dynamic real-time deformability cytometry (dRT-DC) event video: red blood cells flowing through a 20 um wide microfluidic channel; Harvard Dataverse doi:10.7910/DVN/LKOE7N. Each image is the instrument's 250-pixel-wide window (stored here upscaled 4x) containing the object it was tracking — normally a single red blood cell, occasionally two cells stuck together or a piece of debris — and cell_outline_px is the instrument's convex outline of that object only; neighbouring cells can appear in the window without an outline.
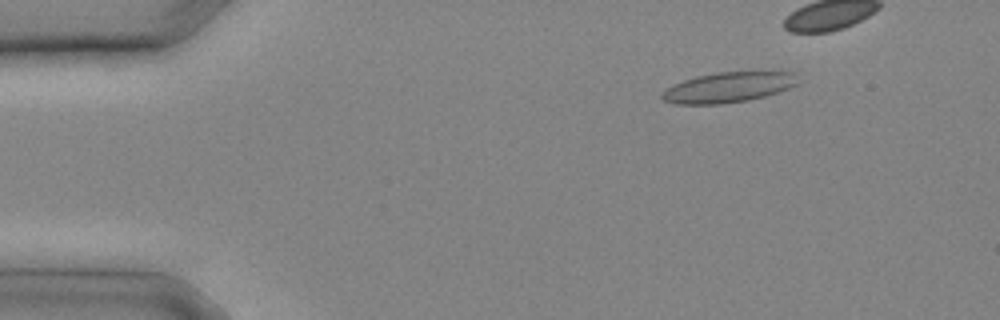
{"species": "common noctule bat (a hibernating species)", "species_latin": "Nyctalus noctula", "temperature_condition": "cold", "stored_images_in_passage": 11, "camera_frame_rate_fps": 3000, "um_per_image_px": 0.085, "animal": {"sex": "male", "body_mass_g": 20.4}, "frame": {"image": 1, "passage_image": 4, "time_ms": 1.0, "image_size_px": [1000, 320], "cell_outline_px": [[796, 84], [788, 88], [764, 96], [748, 100], [720, 104], [672, 104], [664, 100], [660, 96], [672, 84], [696, 76], [716, 72], [792, 72]], "centroid_in_image_um": [61.82, 7.43], "position_along_channel_um": 23.2, "area_um2": 23.52}}